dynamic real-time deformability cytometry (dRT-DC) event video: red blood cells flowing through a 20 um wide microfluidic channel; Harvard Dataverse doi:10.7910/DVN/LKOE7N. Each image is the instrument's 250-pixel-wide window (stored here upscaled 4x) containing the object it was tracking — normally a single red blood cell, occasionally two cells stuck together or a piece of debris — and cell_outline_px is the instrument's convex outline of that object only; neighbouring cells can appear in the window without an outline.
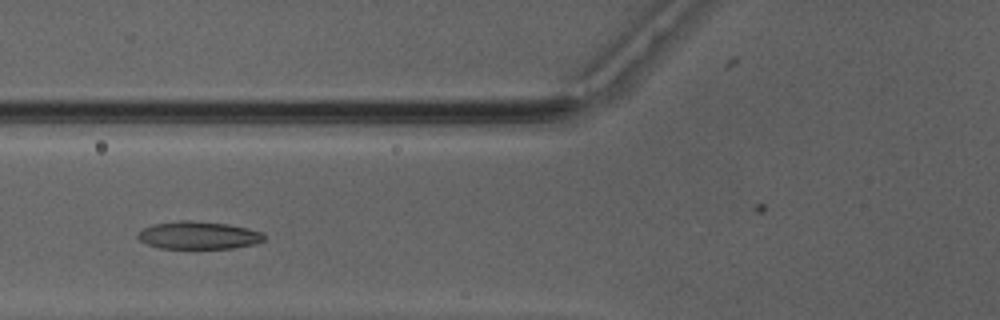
{"species": "Egyptian fruit bat (a non-hibernating species)", "species_latin": "Rousettus aegyptiacus", "temperature_condition": "warm", "stored_images_in_passage": 38, "camera_frame_rate_fps": 3000, "um_per_image_px": 0.085, "animal": {"sex": "male"}, "frame": {"image": 1, "passage_image": 18, "time_ms": 5.667, "image_size_px": [1000, 320], "cell_outline_px": [[264, 240], [256, 244], [232, 248], [160, 248], [148, 244], [140, 240], [136, 236], [144, 228], [152, 224], [180, 220], [192, 220], [228, 224], [248, 228], [264, 232]], "centroid_in_image_um": [16.9, 19.99], "position_along_channel_um": 108.9, "area_um2": 20.4}}
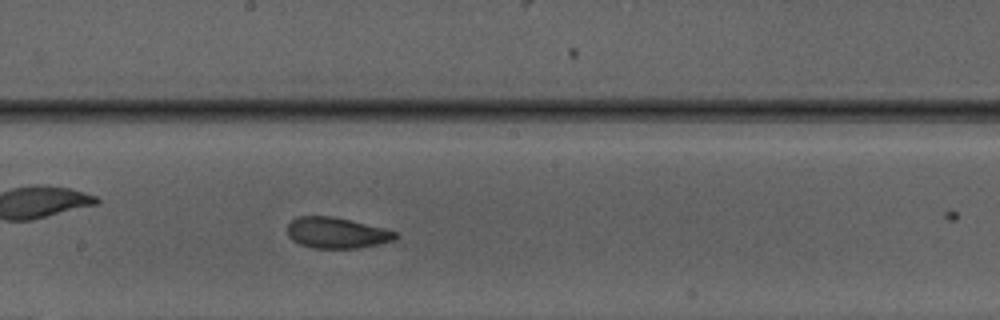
{"frame": {"image": 2, "passage_image": 26, "time_ms": 8.333, "image_size_px": [1000, 320], "cell_outline_px": [[396, 240], [356, 248], [312, 248], [300, 244], [292, 240], [288, 236], [288, 224], [296, 216], [332, 216], [384, 228], [396, 232]], "centroid_in_image_um": [28.58, 19.79], "position_along_channel_um": 219.6, "area_um2": 19.31}}
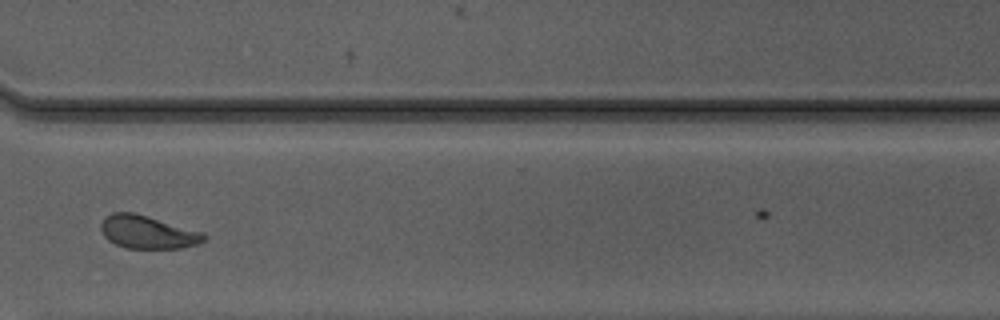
{"frame": {"image": 3, "passage_image": 36, "time_ms": 11.667, "image_size_px": [1000, 320], "cell_outline_px": [[208, 236], [204, 240], [196, 244], [180, 248], [128, 248], [116, 244], [108, 240], [104, 236], [100, 228], [100, 224], [104, 216], [112, 212], [136, 212], [204, 232]], "centroid_in_image_um": [12.54, 19.7], "position_along_channel_um": 358.1, "area_um2": 20.06}}